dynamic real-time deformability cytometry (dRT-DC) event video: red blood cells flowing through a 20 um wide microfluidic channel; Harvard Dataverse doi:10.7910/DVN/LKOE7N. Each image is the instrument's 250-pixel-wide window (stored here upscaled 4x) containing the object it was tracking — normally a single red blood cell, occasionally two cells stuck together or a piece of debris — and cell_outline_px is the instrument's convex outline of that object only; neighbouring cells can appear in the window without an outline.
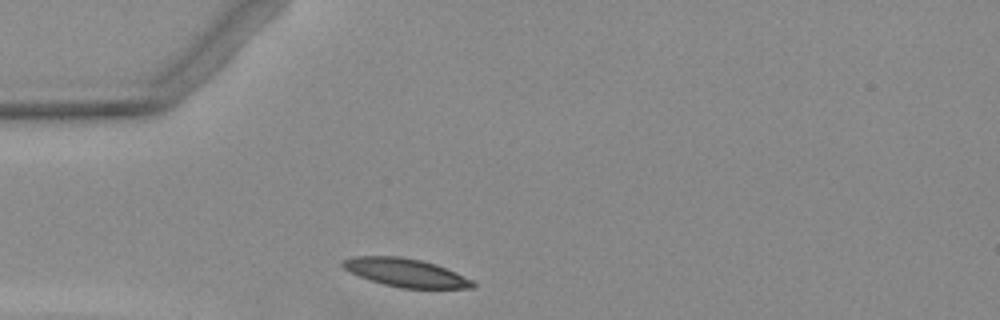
{"species": "Egyptian fruit bat (a non-hibernating species)", "species_latin": "Rousettus aegyptiacus", "temperature_condition": "warm", "stored_images_in_passage": 1, "camera_frame_rate_fps": 3000, "um_per_image_px": 0.085, "animal": {"sex": "female"}, "frame": {"image": 1, "passage_image": 1, "time_ms": 0.0, "image_size_px": [1000, 320], "cell_outline_px": [[476, 284], [472, 288], [400, 288], [368, 280], [344, 268], [340, 264], [340, 260], [352, 256], [400, 256], [420, 260], [436, 264], [472, 280]], "centroid_in_image_um": [34.43, 23.17], "position_along_channel_um": 50.6, "area_um2": 21.33}}